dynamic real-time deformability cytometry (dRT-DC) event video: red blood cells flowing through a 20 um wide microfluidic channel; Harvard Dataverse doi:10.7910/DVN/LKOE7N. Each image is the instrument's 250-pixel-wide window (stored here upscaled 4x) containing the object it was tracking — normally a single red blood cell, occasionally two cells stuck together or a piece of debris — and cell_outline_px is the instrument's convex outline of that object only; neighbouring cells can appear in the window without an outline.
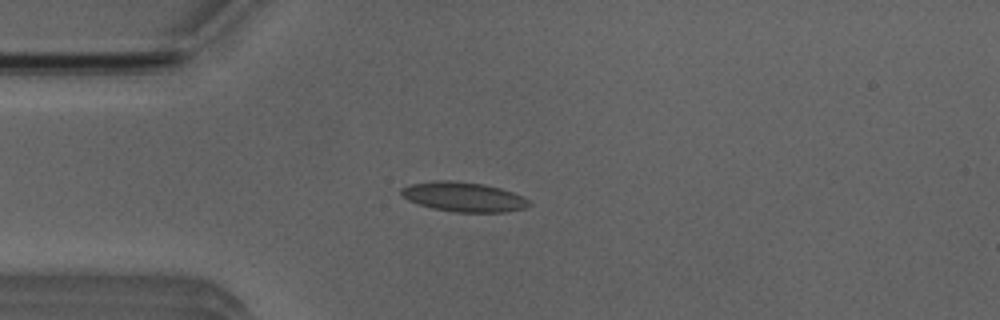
{"species": "Egyptian fruit bat (a non-hibernating species)", "species_latin": "Rousettus aegyptiacus", "temperature_condition": "room temperature", "stored_images_in_passage": 3, "camera_frame_rate_fps": 3000, "um_per_image_px": 0.085, "animal": {"sex": "male"}, "frame": {"image": 1, "passage_image": 3, "time_ms": 2.0, "image_size_px": [1000, 320], "cell_outline_px": [[532, 204], [524, 208], [504, 212], [452, 212], [432, 208], [408, 200], [400, 196], [400, 188], [408, 184], [432, 180], [452, 180], [484, 184], [500, 188], [512, 192], [528, 200]], "centroid_in_image_um": [39.34, 16.72], "position_along_channel_um": 45.7, "area_um2": 22.2}}